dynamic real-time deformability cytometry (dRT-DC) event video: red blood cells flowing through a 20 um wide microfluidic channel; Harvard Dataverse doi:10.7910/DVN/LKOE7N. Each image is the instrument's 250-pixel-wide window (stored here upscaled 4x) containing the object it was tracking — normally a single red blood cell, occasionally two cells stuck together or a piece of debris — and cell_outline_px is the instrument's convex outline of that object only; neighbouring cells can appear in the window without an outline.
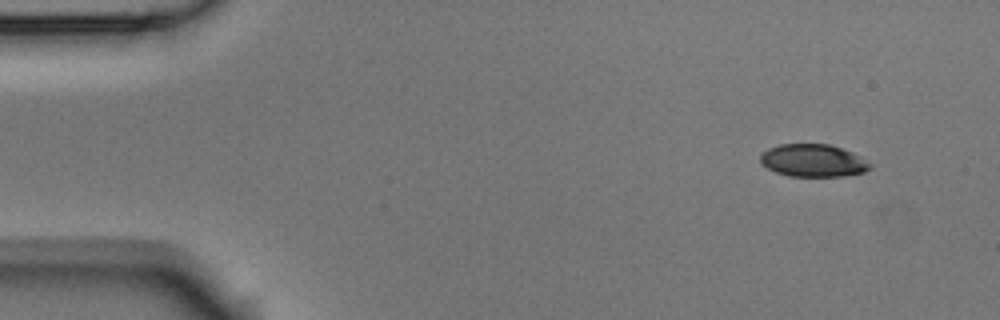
{"species": "Egyptian fruit bat (a non-hibernating species)", "species_latin": "Rousettus aegyptiacus", "temperature_condition": "room temperature", "stored_images_in_passage": 4, "camera_frame_rate_fps": 3000, "um_per_image_px": 0.085, "animal": {"sex": "male"}, "frame": {"image": 1, "passage_image": 1, "time_ms": 0.0, "image_size_px": [1000, 320], "cell_outline_px": [[872, 168], [864, 172], [844, 176], [788, 176], [776, 172], [760, 164], [760, 156], [768, 148], [780, 144], [828, 144], [852, 152], [860, 156], [872, 164]], "centroid_in_image_um": [69.12, 13.65], "position_along_channel_um": 15.9, "area_um2": 20.87}}
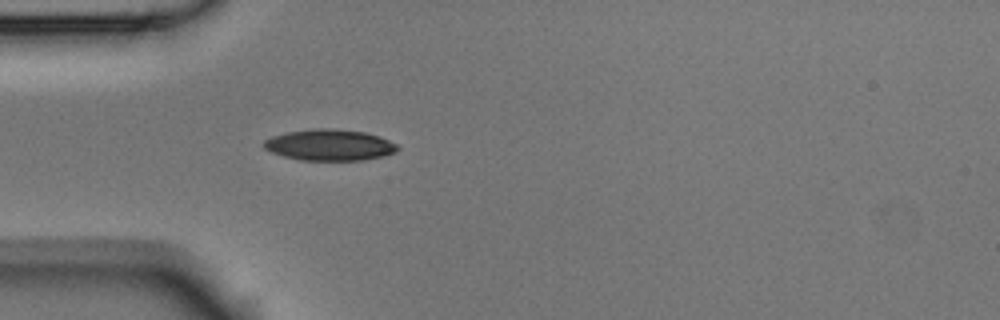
{"frame": {"image": 2, "passage_image": 4, "time_ms": 1.0, "image_size_px": [1000, 320], "cell_outline_px": [[400, 148], [396, 152], [384, 156], [360, 160], [300, 160], [284, 156], [272, 152], [264, 148], [260, 144], [264, 140], [272, 136], [288, 132], [316, 128], [332, 128], [364, 132], [380, 136], [396, 144]], "centroid_in_image_um": [28.01, 12.32], "position_along_channel_um": 57.0, "area_um2": 24.33}}